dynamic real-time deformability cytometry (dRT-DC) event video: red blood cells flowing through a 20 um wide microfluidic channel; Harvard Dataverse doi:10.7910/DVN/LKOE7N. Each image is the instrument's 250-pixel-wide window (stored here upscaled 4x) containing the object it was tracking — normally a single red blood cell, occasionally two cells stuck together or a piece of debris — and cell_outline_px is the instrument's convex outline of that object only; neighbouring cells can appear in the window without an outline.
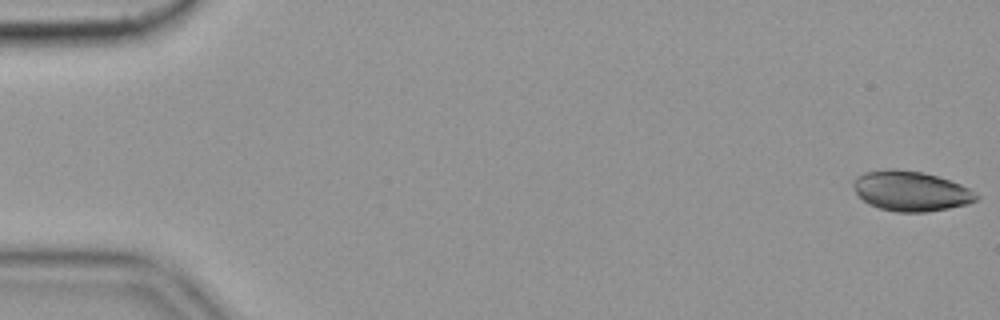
{"species": "common noctule bat (a hibernating species)", "species_latin": "Nyctalus noctula", "temperature_condition": "cold", "stored_images_in_passage": 17, "camera_frame_rate_fps": 3000, "um_per_image_px": 0.085, "animal": {"sex": "female", "body_mass_g": 19.9}, "frame": {"image": 1, "passage_image": 1, "time_ms": 0.0, "image_size_px": [1000, 320], "cell_outline_px": [[980, 196], [976, 200], [968, 204], [948, 208], [924, 212], [896, 212], [880, 208], [868, 204], [856, 192], [852, 184], [856, 176], [864, 172], [888, 168], [896, 168], [920, 172], [936, 176], [960, 184], [968, 188]], "centroid_in_image_um": [77.39, 16.23], "position_along_channel_um": 7.6, "area_um2": 28.55}}
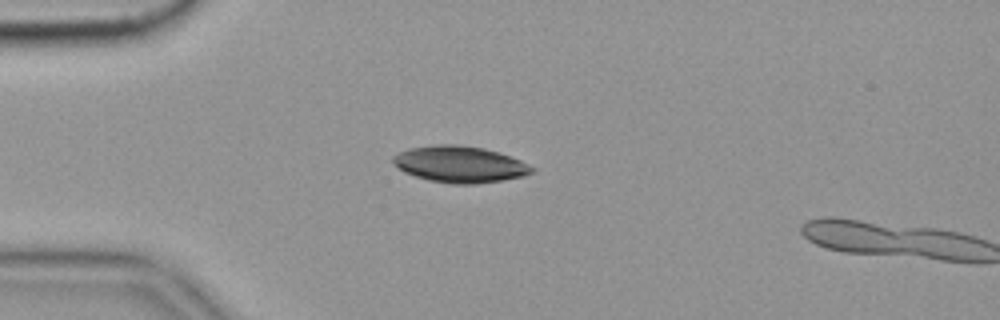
{"frame": {"image": 2, "passage_image": 15, "time_ms": 4.667, "image_size_px": [1000, 320], "cell_outline_px": [[536, 168], [532, 172], [524, 176], [476, 184], [452, 184], [428, 180], [404, 172], [392, 160], [392, 156], [408, 148], [436, 144], [460, 144], [484, 148], [500, 152], [520, 160]], "centroid_in_image_um": [39.1, 13.95], "position_along_channel_um": 45.9, "area_um2": 29.54}}